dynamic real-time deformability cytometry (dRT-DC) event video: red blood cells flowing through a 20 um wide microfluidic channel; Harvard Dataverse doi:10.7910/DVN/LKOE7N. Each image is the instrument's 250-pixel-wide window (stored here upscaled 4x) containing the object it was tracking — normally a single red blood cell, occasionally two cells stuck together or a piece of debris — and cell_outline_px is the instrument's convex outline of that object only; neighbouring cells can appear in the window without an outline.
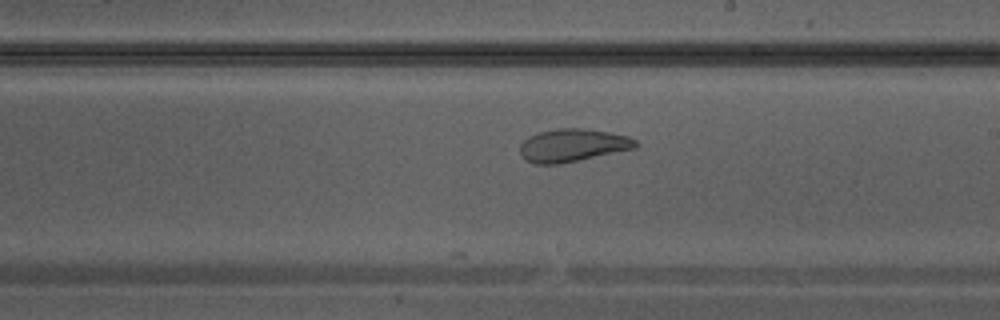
{"species": "Egyptian fruit bat (a non-hibernating species)", "species_latin": "Rousettus aegyptiacus", "temperature_condition": "warm", "stored_images_in_passage": 15, "camera_frame_rate_fps": 3000, "um_per_image_px": 0.085, "animal": {"sex": "male"}, "frame": {"image": 1, "passage_image": 15, "time_ms": 4.667, "image_size_px": [1000, 320], "cell_outline_px": [[640, 144], [636, 148], [560, 164], [536, 164], [528, 160], [520, 152], [520, 144], [528, 136], [540, 132], [556, 128], [584, 128], [608, 132], [628, 136], [636, 140]], "centroid_in_image_um": [48.7, 12.34], "position_along_channel_um": 240.3, "area_um2": 22.08}}